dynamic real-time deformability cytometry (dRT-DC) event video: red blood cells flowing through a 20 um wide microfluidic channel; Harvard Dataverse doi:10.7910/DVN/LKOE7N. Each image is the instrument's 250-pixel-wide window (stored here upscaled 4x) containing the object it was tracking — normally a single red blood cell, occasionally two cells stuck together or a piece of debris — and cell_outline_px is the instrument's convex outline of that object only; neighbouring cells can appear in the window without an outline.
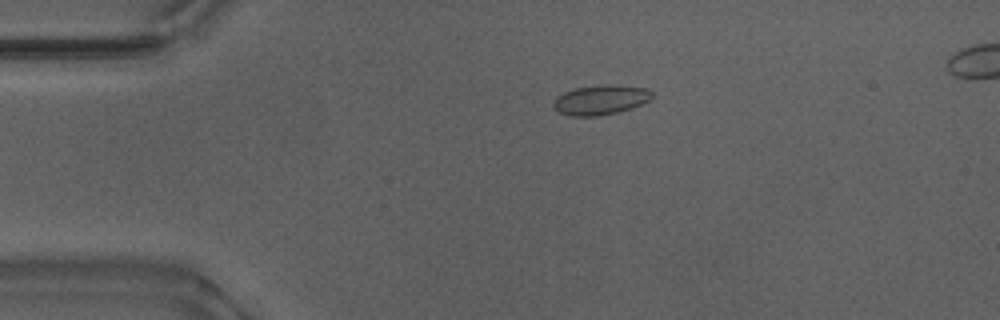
{"species": "Egyptian fruit bat (a non-hibernating species)", "species_latin": "Rousettus aegyptiacus", "temperature_condition": "warm", "stored_images_in_passage": 44, "segment_of_instrument_passage": [1, 2], "camera_frame_rate_fps": 3000, "um_per_image_px": 0.085, "animal": {"sex": "male"}, "frame": {"image": 1, "passage_image": 1, "time_ms": 0.0, "image_size_px": [1000, 320], "cell_outline_px": [[652, 96], [648, 100], [632, 108], [620, 112], [596, 116], [568, 116], [552, 108], [552, 100], [556, 96], [564, 92], [576, 88], [600, 84], [604, 84], [648, 88], [652, 92]], "centroid_in_image_um": [50.99, 8.49], "position_along_channel_um": 34.0, "area_um2": 17.22}}
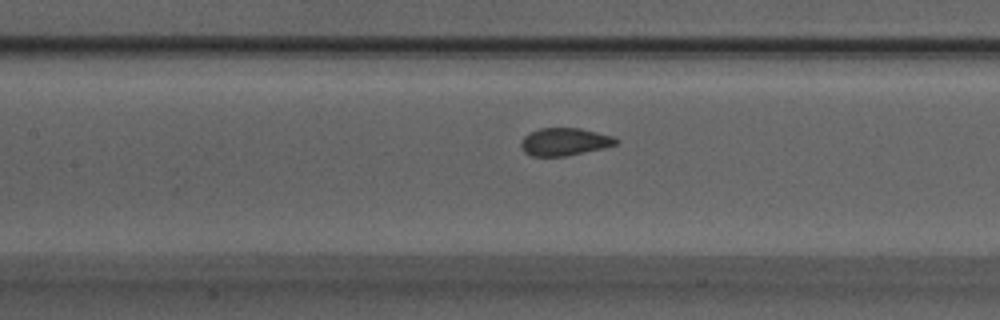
{"frame": {"image": 2, "passage_image": 14, "time_ms": 4.333, "image_size_px": [1000, 320], "cell_outline_px": [[620, 140], [616, 144], [604, 148], [564, 156], [532, 156], [524, 152], [520, 148], [520, 144], [524, 136], [540, 128], [580, 128], [612, 136]], "centroid_in_image_um": [47.97, 12.05], "position_along_channel_um": 159.4, "area_um2": 15.2}}
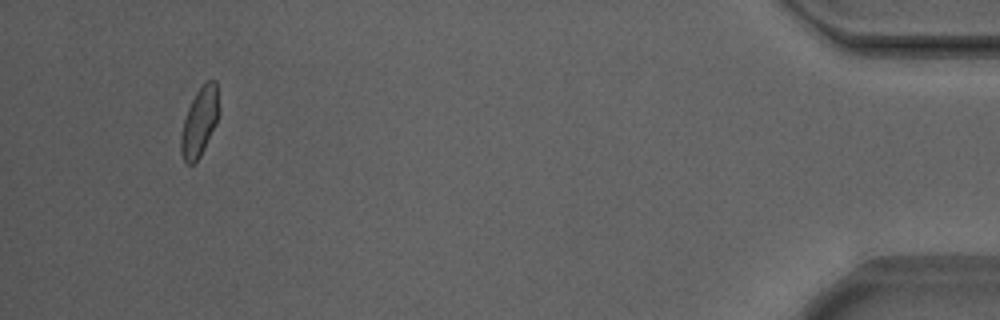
{"frame": {"image": 3, "passage_image": 40, "time_ms": 13.0, "image_size_px": [1000, 320], "cell_outline_px": [[220, 112], [216, 124], [200, 156], [192, 164], [188, 164], [184, 160], [180, 152], [180, 136], [184, 120], [188, 108], [196, 92], [208, 80], [216, 80]], "centroid_in_image_um": [16.97, 10.35], "position_along_channel_um": 418.2, "area_um2": 15.14}}